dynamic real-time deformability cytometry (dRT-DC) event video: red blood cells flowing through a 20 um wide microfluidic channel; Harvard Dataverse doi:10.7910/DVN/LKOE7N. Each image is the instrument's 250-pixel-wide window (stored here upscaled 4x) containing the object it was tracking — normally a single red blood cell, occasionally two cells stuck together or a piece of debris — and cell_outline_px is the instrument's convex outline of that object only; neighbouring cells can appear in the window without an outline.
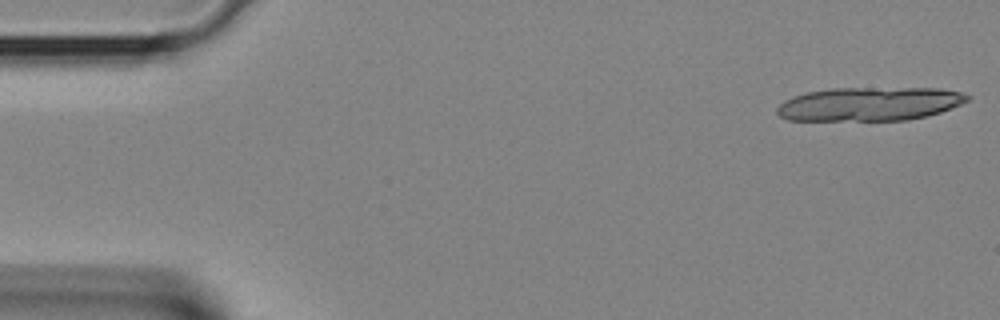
{"species": "Egyptian fruit bat (a non-hibernating species)", "species_latin": "Rousettus aegyptiacus", "temperature_condition": "room temperature", "stored_images_in_passage": 5, "camera_frame_rate_fps": 3000, "um_per_image_px": 0.085, "animal": {"sex": "female"}, "frame": {"image": 1, "passage_image": 1, "time_ms": 0.0, "image_size_px": [1000, 320], "cell_outline_px": [[972, 96], [968, 100], [960, 104], [940, 112], [908, 120], [788, 120], [780, 116], [776, 112], [776, 108], [784, 100], [792, 96], [808, 92], [832, 88], [940, 88], [960, 92]], "centroid_in_image_um": [73.89, 8.83], "position_along_channel_um": 11.1, "area_um2": 37.34}}